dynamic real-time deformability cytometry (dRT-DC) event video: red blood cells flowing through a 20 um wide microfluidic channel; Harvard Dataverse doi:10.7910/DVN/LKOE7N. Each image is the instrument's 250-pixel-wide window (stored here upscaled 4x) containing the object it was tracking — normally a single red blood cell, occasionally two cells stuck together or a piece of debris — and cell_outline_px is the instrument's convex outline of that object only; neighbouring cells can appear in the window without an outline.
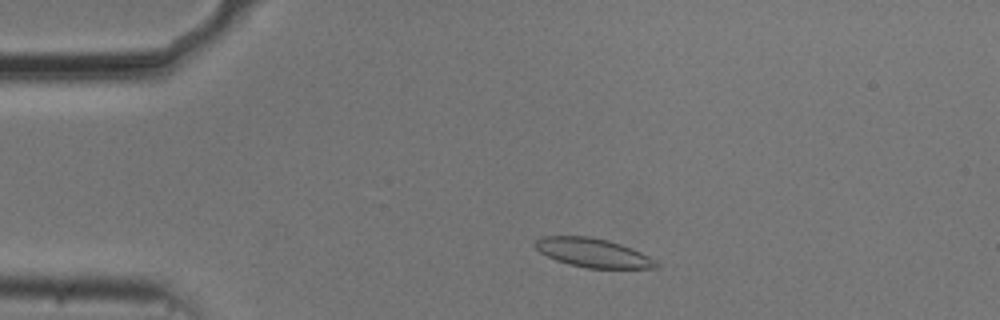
{"species": "common noctule bat (a hibernating species)", "species_latin": "Nyctalus noctula", "temperature_condition": "cold", "stored_images_in_passage": 22, "camera_frame_rate_fps": 3000, "um_per_image_px": 0.085, "animal": {"sex": "male", "body_mass_g": 20.5, "forearm_length_mm": 52.5}, "frame": {"image": 1, "passage_image": 6, "time_ms": 1.667, "image_size_px": [1000, 320], "cell_outline_px": [[660, 268], [588, 268], [568, 264], [556, 260], [540, 252], [532, 244], [540, 236], [588, 236], [608, 240], [632, 248], [656, 260], [660, 264]], "centroid_in_image_um": [50.4, 21.48], "position_along_channel_um": 34.6, "area_um2": 20.46}}
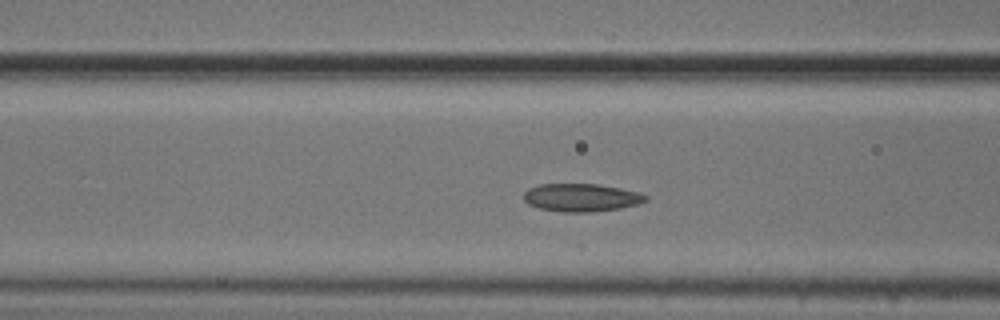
{"frame": {"image": 2, "passage_image": 16, "time_ms": 5.0, "image_size_px": [1000, 320], "cell_outline_px": [[648, 200], [636, 204], [620, 208], [592, 212], [560, 212], [540, 208], [528, 204], [524, 200], [524, 192], [528, 188], [540, 184], [600, 184], [640, 192], [648, 196]], "centroid_in_image_um": [49.41, 16.79], "position_along_channel_um": 117.2, "area_um2": 19.94}}
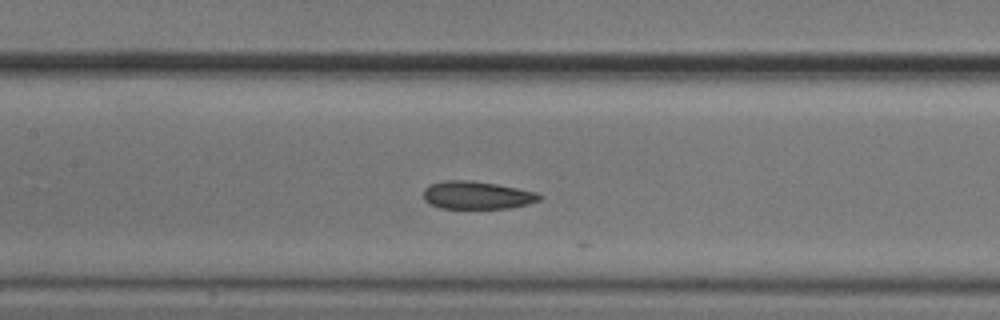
{"frame": {"image": 3, "passage_image": 20, "time_ms": 6.333, "image_size_px": [1000, 320], "cell_outline_px": [[544, 196], [540, 200], [528, 204], [508, 208], [440, 208], [428, 204], [424, 200], [424, 188], [432, 184], [444, 180], [472, 180], [496, 184], [536, 192]], "centroid_in_image_um": [40.53, 16.59], "position_along_channel_um": 166.9, "area_um2": 18.84}}